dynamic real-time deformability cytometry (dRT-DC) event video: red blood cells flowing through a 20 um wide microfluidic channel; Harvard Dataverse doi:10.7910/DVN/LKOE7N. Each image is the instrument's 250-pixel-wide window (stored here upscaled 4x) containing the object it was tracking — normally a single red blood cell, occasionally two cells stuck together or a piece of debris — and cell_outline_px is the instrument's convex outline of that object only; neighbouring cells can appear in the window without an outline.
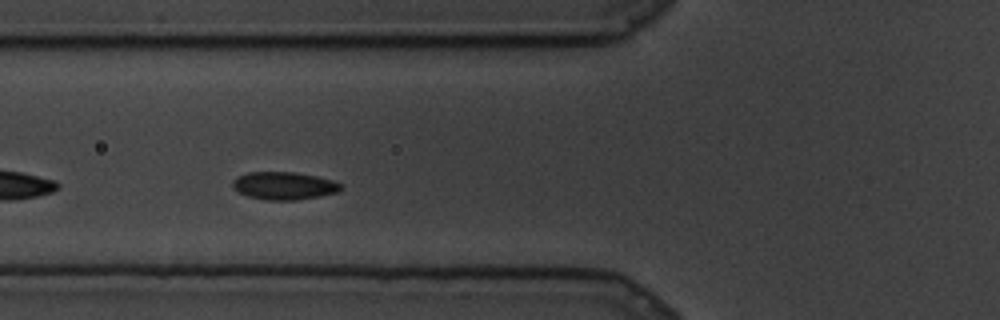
{"species": "common noctule bat (a hibernating species)", "species_latin": "Nyctalus noctula", "temperature_condition": "cold", "stored_images_in_passage": 45, "camera_frame_rate_fps": 3000, "um_per_image_px": 0.085, "animal": {"sex": "male", "body_mass_g": 19.5, "forearm_length_mm": 54.6}, "frame": {"image": 1, "passage_image": 8, "time_ms": 2.333, "image_size_px": [1000, 320], "cell_outline_px": [[344, 188], [336, 192], [320, 196], [296, 200], [264, 200], [248, 196], [232, 188], [232, 180], [236, 176], [248, 172], [296, 172], [316, 176], [332, 180], [340, 184]], "centroid_in_image_um": [24.11, 15.78], "position_along_channel_um": 101.7, "area_um2": 17.57}}
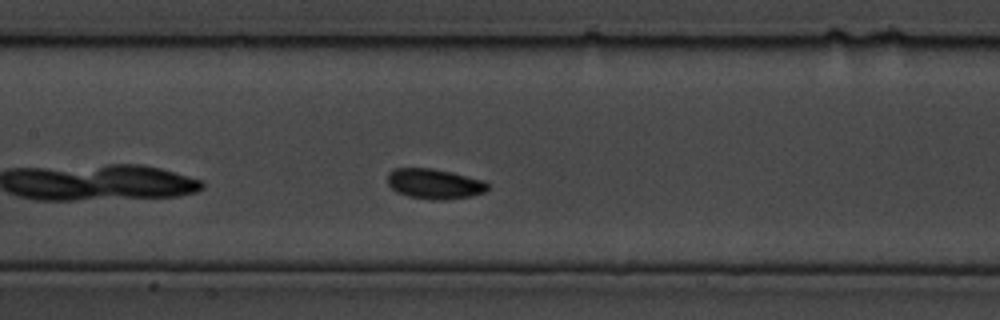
{"frame": {"image": 2, "passage_image": 17, "time_ms": 5.333, "image_size_px": [1000, 320], "cell_outline_px": [[488, 188], [484, 192], [472, 196], [440, 200], [432, 200], [408, 196], [396, 192], [388, 184], [388, 172], [396, 168], [432, 168], [452, 172], [484, 180], [488, 184]], "centroid_in_image_um": [36.92, 15.62], "position_along_channel_um": 170.5, "area_um2": 17.63}}
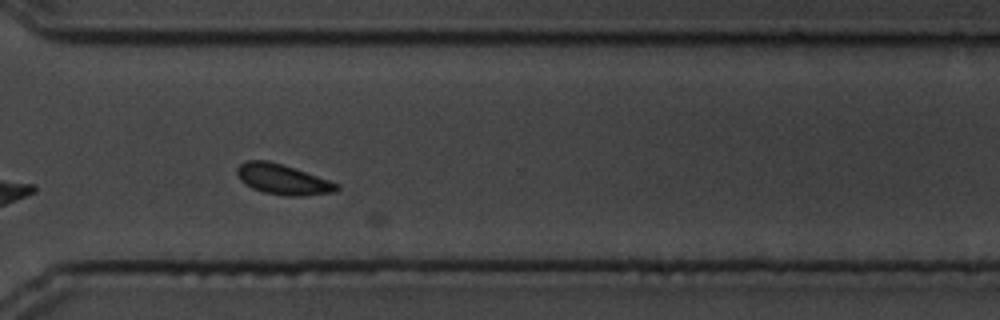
{"frame": {"image": 3, "passage_image": 40, "time_ms": 13.0, "image_size_px": [1000, 320], "cell_outline_px": [[340, 188], [336, 192], [296, 196], [292, 196], [264, 192], [252, 188], [244, 184], [240, 180], [236, 172], [236, 168], [244, 160], [268, 160], [340, 184]], "centroid_in_image_um": [23.99, 15.24], "position_along_channel_um": 346.6, "area_um2": 17.34}}